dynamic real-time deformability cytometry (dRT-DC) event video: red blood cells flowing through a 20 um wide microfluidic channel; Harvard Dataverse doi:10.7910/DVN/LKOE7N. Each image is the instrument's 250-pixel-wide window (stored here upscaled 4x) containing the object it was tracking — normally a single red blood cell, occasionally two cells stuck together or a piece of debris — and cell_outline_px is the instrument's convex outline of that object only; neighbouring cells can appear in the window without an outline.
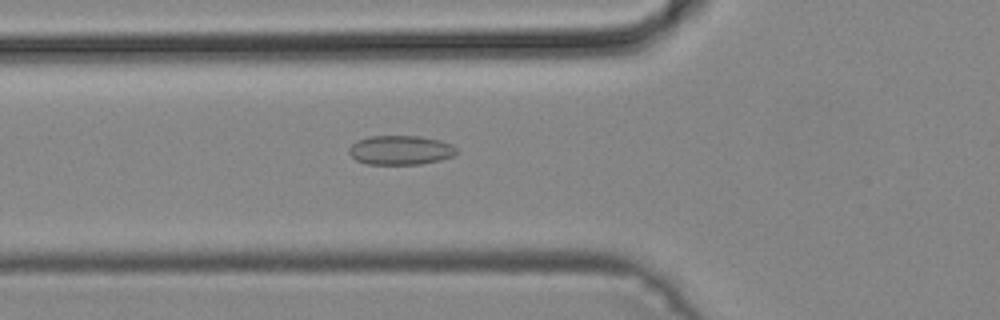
{"species": "common noctule bat (a hibernating species)", "species_latin": "Nyctalus noctula", "temperature_condition": "cold", "stored_images_in_passage": 38, "camera_frame_rate_fps": 3000, "um_per_image_px": 0.085, "animal": {"sex": "male", "body_mass_g": 19.2, "forearm_length_mm": 51.8}, "frame": {"image": 1, "passage_image": 8, "time_ms": 2.333, "image_size_px": [1000, 320], "cell_outline_px": [[456, 152], [452, 156], [440, 160], [420, 164], [364, 164], [356, 160], [348, 152], [348, 148], [356, 140], [368, 136], [420, 136], [440, 140], [452, 144], [456, 148]], "centroid_in_image_um": [34.01, 12.75], "position_along_channel_um": 91.8, "area_um2": 18.44}}
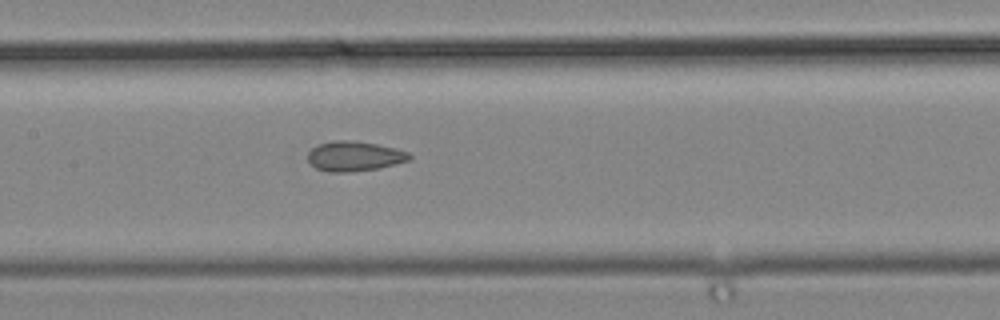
{"frame": {"image": 2, "passage_image": 14, "time_ms": 4.333, "image_size_px": [1000, 320], "cell_outline_px": [[412, 160], [380, 168], [352, 172], [328, 172], [316, 168], [308, 160], [308, 152], [312, 148], [320, 144], [336, 140], [356, 140], [396, 148], [408, 152], [412, 156]], "centroid_in_image_um": [30.16, 13.28], "position_along_channel_um": 177.2, "area_um2": 17.86}}
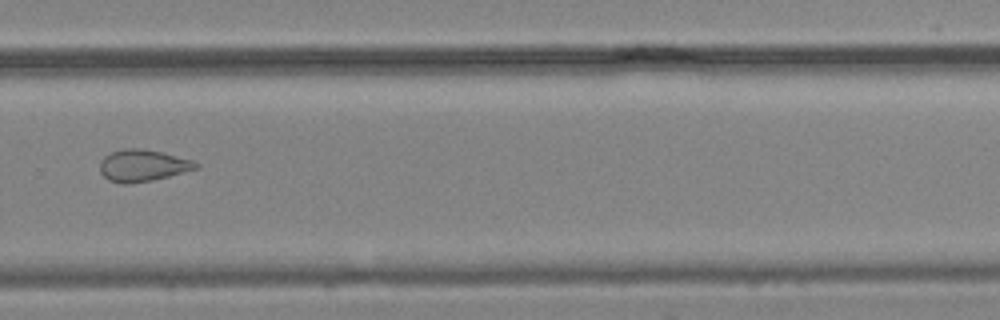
{"frame": {"image": 3, "passage_image": 24, "time_ms": 7.667, "image_size_px": [1000, 320], "cell_outline_px": [[200, 168], [152, 180], [128, 184], [120, 184], [108, 180], [100, 172], [100, 160], [104, 156], [112, 152], [124, 148], [140, 148], [160, 152], [192, 160], [200, 164]], "centroid_in_image_um": [12.11, 14.08], "position_along_channel_um": 317.7, "area_um2": 17.8}}